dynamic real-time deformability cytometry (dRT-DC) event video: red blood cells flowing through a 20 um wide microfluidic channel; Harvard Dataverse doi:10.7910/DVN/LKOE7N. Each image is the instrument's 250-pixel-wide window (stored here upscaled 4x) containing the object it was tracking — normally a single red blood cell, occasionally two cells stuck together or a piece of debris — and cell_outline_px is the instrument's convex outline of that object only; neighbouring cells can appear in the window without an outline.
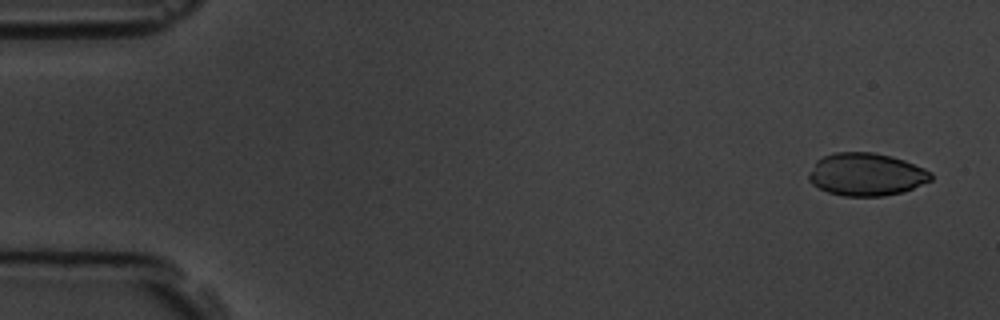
{"species": "common noctule bat (a hibernating species)", "species_latin": "Nyctalus noctula", "temperature_condition": "room temperature", "stored_images_in_passage": 6, "camera_frame_rate_fps": 3000, "um_per_image_px": 0.085, "animal": {"sex": "male", "body_mass_g": 19.5, "forearm_length_mm": 54.6}, "frame": {"image": 1, "passage_image": 1, "time_ms": 0.0, "image_size_px": [1000, 320], "cell_outline_px": [[932, 180], [904, 192], [884, 196], [844, 196], [828, 192], [812, 184], [808, 180], [808, 176], [816, 160], [824, 156], [836, 152], [872, 152], [892, 156], [904, 160], [924, 168], [932, 172]], "centroid_in_image_um": [73.65, 14.83], "position_along_channel_um": 11.4, "area_um2": 30.52}}